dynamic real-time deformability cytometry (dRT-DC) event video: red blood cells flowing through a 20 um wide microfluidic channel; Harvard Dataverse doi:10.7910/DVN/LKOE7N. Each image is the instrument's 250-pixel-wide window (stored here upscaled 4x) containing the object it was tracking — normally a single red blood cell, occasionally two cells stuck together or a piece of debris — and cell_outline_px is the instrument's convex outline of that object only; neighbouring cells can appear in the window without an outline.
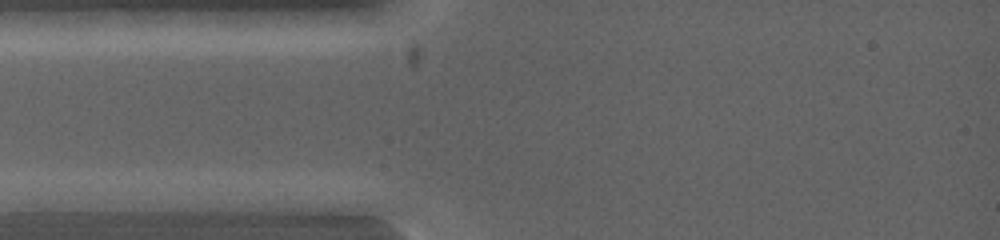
{"species": "common noctule bat (a hibernating species)", "species_latin": "Nyctalus noctula", "temperature_condition": "warm", "stored_images_in_passage": 2, "camera_frame_rate_fps": 5000, "um_per_image_px": 0.085, "animal": {"sex": "female", "body_mass_g": 19.0, "forearm_length_mm": 53.3}, "frame": {"image": 1, "passage_image": 1, "time_ms": 0.0, "image_size_px": [1000, 240], "cell_outline_px": [[124, 200], [96, 212], [28, 212], [16, 200], [56, 192], [120, 192]], "centroid_in_image_um": [6.04, 17.16], "position_along_channel_um": 79.0, "area_um2": 12.6}}